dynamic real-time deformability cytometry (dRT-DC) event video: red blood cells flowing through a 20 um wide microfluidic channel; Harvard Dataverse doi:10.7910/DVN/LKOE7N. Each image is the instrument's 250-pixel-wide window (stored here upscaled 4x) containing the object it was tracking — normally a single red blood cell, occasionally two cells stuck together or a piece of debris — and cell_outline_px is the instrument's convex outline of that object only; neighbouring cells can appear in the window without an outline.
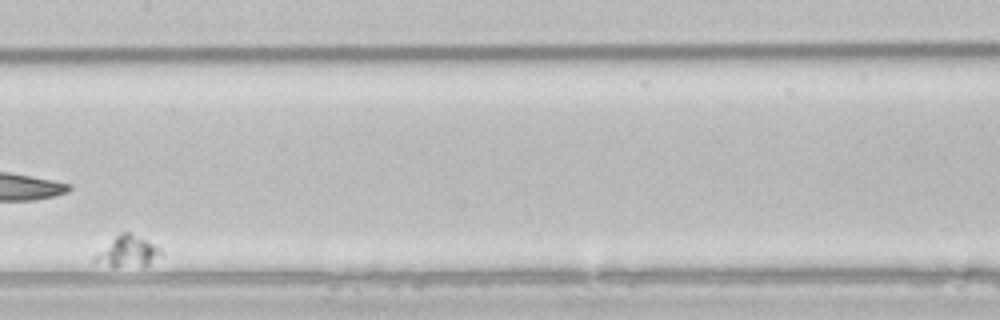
{"species": "common noctule bat (a hibernating species)", "species_latin": "Nyctalus noctula", "temperature_condition": "room temperature", "stored_images_in_passage": 8, "camera_frame_rate_fps": 3000, "um_per_image_px": 0.085, "animal": {"sex": "male", "body_mass_g": 21.5, "forearm_length_mm": 52.0}, "frame": {"image": 1, "passage_image": 7, "time_ms": 8.0, "image_size_px": [1000, 320], "cell_outline_px": [[160, 252], [148, 264], [112, 268], [92, 260], [92, 256], [120, 232], [128, 232], [160, 248]], "centroid_in_image_um": [10.72, 21.39], "position_along_channel_um": 196.7, "area_um2": 11.44}}